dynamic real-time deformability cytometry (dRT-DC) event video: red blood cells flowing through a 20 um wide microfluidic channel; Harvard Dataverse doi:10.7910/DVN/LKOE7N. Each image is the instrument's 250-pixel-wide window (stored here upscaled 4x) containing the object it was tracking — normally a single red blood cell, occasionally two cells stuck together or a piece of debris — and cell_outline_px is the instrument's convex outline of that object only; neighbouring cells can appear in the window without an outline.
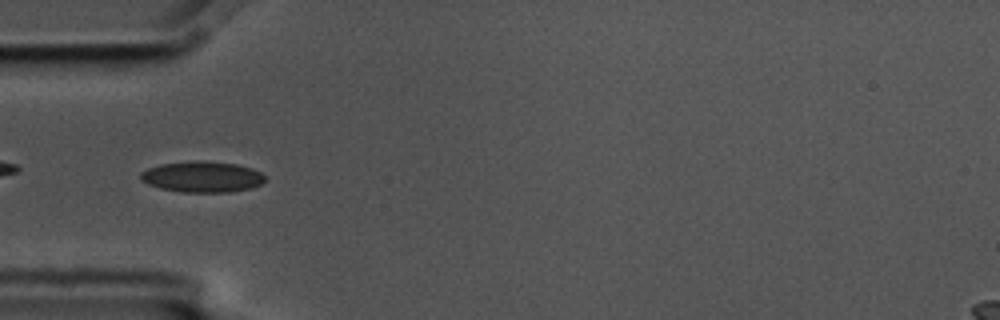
{"species": "common noctule bat (a hibernating species)", "species_latin": "Nyctalus noctula", "temperature_condition": "cold", "stored_images_in_passage": 7, "camera_frame_rate_fps": 3000, "um_per_image_px": 0.085, "animal": {"sex": "male", "body_mass_g": 17.5, "forearm_length_mm": 52.3}, "frame": {"image": 1, "passage_image": 5, "time_ms": 1.333, "image_size_px": [1000, 320], "cell_outline_px": [[264, 180], [260, 184], [252, 188], [232, 192], [184, 192], [160, 188], [148, 184], [140, 180], [140, 172], [148, 168], [160, 164], [196, 160], [204, 160], [236, 164], [252, 168], [260, 172], [264, 176]], "centroid_in_image_um": [17.17, 15.02], "position_along_channel_um": 67.8, "area_um2": 22.54}}